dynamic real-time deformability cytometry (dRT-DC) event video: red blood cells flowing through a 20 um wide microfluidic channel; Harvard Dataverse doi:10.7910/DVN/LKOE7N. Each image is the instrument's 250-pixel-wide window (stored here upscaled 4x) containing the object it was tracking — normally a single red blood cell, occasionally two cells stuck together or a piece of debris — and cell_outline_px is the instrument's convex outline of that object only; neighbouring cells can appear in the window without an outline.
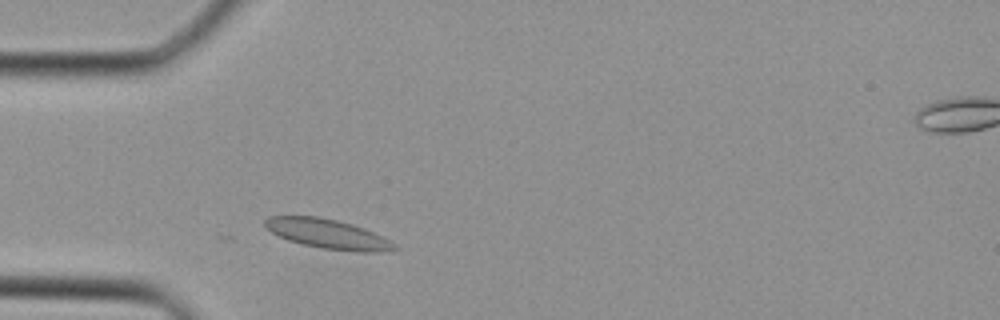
{"species": "Egyptian fruit bat (a non-hibernating species)", "species_latin": "Rousettus aegyptiacus", "temperature_condition": "cold", "stored_images_in_passage": 30, "camera_frame_rate_fps": 3000, "um_per_image_px": 0.085, "animal": {"sex": "female"}, "frame": {"image": 1, "passage_image": 2, "time_ms": 0.333, "image_size_px": [1000, 320], "cell_outline_px": [[396, 248], [380, 252], [356, 252], [320, 248], [288, 240], [272, 232], [264, 224], [264, 220], [268, 216], [316, 216], [336, 220], [352, 224], [364, 228], [396, 244]], "centroid_in_image_um": [27.84, 19.88], "position_along_channel_um": 57.2, "area_um2": 21.96}}
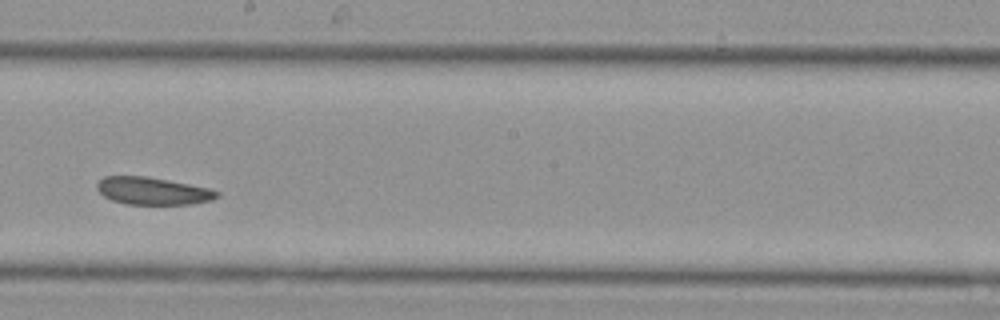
{"frame": {"image": 2, "passage_image": 13, "time_ms": 4.0, "image_size_px": [1000, 320], "cell_outline_px": [[220, 196], [212, 200], [192, 204], [128, 204], [112, 200], [104, 196], [96, 188], [96, 184], [104, 176], [148, 176], [208, 188], [220, 192]], "centroid_in_image_um": [12.99, 16.23], "position_along_channel_um": 235.2, "area_um2": 19.13}}
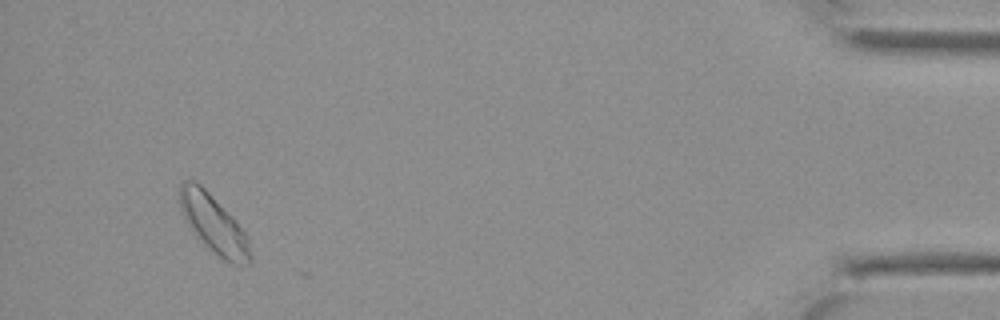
{"frame": {"image": 3, "passage_image": 28, "time_ms": 9.0, "image_size_px": [1000, 320], "cell_outline_px": [[252, 260], [248, 264], [232, 264], [224, 260], [204, 244], [192, 232], [180, 208], [180, 184], [188, 180], [196, 180], [208, 192], [244, 232], [248, 240], [252, 256]], "centroid_in_image_um": [18.15, 19.07], "position_along_channel_um": 417.1, "area_um2": 23.18}}